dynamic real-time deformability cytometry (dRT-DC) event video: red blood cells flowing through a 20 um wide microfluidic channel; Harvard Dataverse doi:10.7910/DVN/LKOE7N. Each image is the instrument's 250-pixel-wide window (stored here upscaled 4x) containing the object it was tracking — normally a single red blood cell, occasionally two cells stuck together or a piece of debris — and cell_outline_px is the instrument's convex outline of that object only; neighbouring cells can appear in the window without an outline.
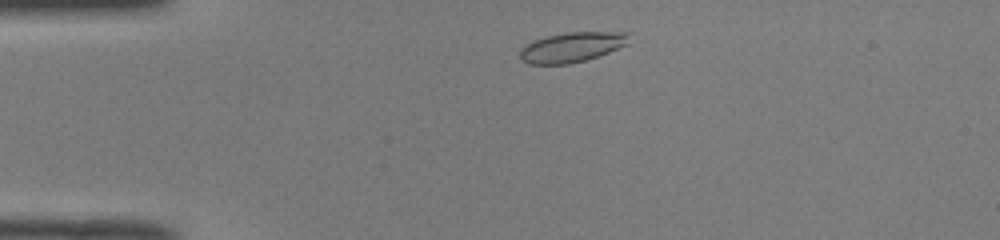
{"species": "common noctule bat (a hibernating species)", "species_latin": "Nyctalus noctula", "temperature_condition": "room temperature", "stored_images_in_passage": 42, "camera_frame_rate_fps": 3000, "um_per_image_px": 0.085, "animal": {"sex": "male", "body_mass_g": 19.0, "forearm_length_mm": 50.8}, "frame": {"image": 1, "passage_image": 3, "time_ms": 0.667, "image_size_px": [1000, 240], "cell_outline_px": [[632, 32], [628, 44], [608, 52], [584, 60], [568, 64], [528, 64], [520, 60], [520, 48], [532, 40], [548, 36], [568, 32]], "centroid_in_image_um": [48.6, 4.0], "position_along_channel_um": 36.4, "area_um2": 19.07}}
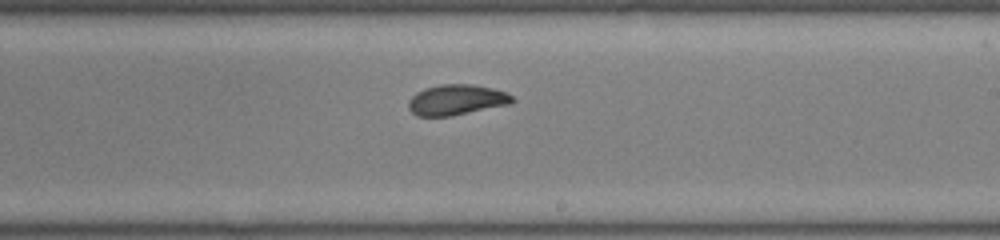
{"frame": {"image": 2, "passage_image": 22, "time_ms": 7.0, "image_size_px": [1000, 240], "cell_outline_px": [[516, 100], [512, 104], [452, 116], [416, 116], [408, 108], [408, 100], [416, 92], [424, 88], [440, 84], [472, 84], [492, 88], [504, 92], [512, 96]], "centroid_in_image_um": [38.8, 8.49], "position_along_channel_um": 250.2, "area_um2": 18.67}}
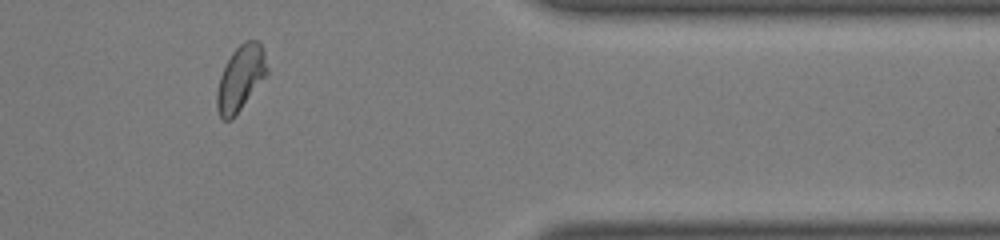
{"frame": {"image": 3, "passage_image": 34, "time_ms": 11.0, "image_size_px": [1000, 240], "cell_outline_px": [[268, 76], [232, 120], [224, 120], [220, 116], [216, 108], [216, 92], [220, 76], [232, 52], [244, 40], [256, 40], [264, 48], [268, 68]], "centroid_in_image_um": [20.48, 6.65], "position_along_channel_um": 390.9, "area_um2": 19.42}, "authors_computed_cell_mechanics": {"area_um2": 18.8139, "velocity_mm_per_s": 4.0106, "shape_relaxation_time_tau1_ms": null, "shape_relaxation_time_tau2_ms": 1.2689, "deformation_change_tau1": null, "deformation_change_tau2": 0.0599}}